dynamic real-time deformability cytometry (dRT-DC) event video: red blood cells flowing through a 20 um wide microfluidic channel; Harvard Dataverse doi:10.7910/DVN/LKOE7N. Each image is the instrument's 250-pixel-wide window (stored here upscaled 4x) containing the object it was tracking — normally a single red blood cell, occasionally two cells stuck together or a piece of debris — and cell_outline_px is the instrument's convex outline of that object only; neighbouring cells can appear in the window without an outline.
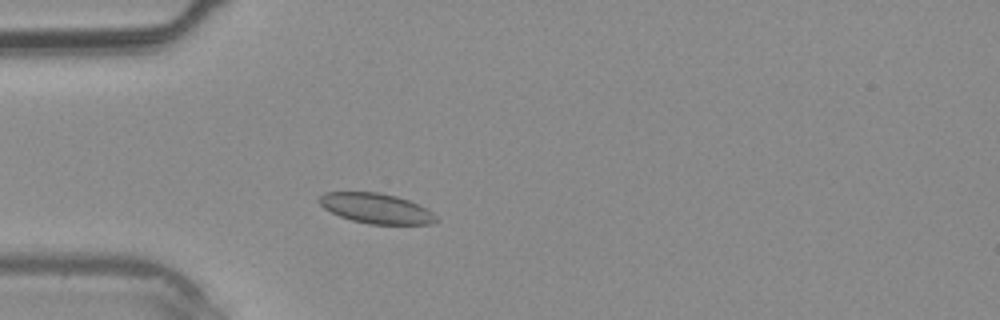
{"species": "common noctule bat (a hibernating species)", "species_latin": "Nyctalus noctula", "temperature_condition": "warm", "stored_images_in_passage": 20, "camera_frame_rate_fps": 3000, "um_per_image_px": 0.085, "animal": {"sex": "male", "body_mass_g": 20.4}, "frame": {"image": 1, "passage_image": 4, "time_ms": 1.0, "image_size_px": [1000, 320], "cell_outline_px": [[436, 220], [432, 224], [368, 224], [352, 220], [340, 216], [324, 208], [316, 200], [324, 192], [380, 192], [396, 196], [408, 200], [432, 212], [436, 216]], "centroid_in_image_um": [31.93, 17.7], "position_along_channel_um": 53.1, "area_um2": 20.35}}
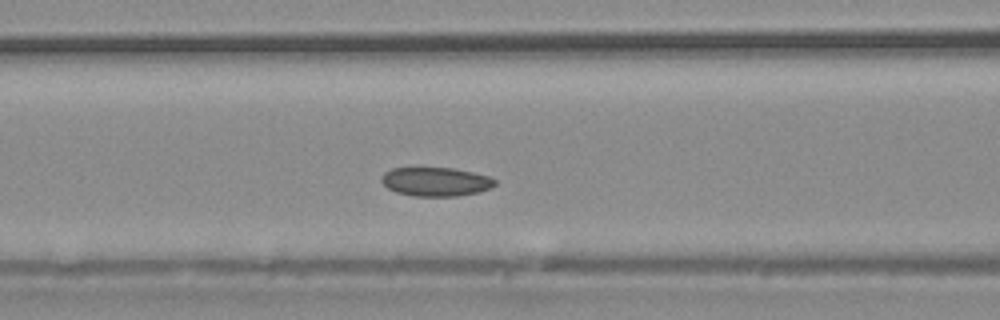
{"frame": {"image": 2, "passage_image": 9, "time_ms": 2.667, "image_size_px": [1000, 320], "cell_outline_px": [[496, 184], [488, 188], [476, 192], [456, 196], [412, 196], [396, 192], [388, 188], [380, 180], [380, 176], [384, 172], [392, 168], [452, 168], [472, 172], [488, 176], [496, 180]], "centroid_in_image_um": [36.99, 15.44], "position_along_channel_um": 129.6, "area_um2": 18.96}}